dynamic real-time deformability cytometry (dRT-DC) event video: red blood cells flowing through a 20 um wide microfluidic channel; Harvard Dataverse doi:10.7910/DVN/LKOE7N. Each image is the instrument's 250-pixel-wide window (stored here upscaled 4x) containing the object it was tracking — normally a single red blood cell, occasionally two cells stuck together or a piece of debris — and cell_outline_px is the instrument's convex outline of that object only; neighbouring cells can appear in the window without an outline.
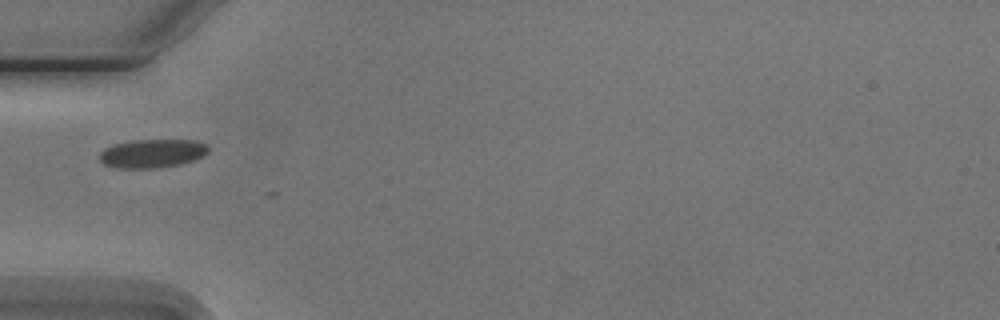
{"species": "Egyptian fruit bat (a non-hibernating species)", "species_latin": "Rousettus aegyptiacus", "temperature_condition": "cold", "stored_images_in_passage": 2, "camera_frame_rate_fps": 3000, "um_per_image_px": 0.085, "animal": {"sex": "male"}, "frame": {"image": 1, "passage_image": 2, "time_ms": 2.0, "image_size_px": [1000, 320], "cell_outline_px": [[208, 152], [204, 156], [180, 164], [152, 168], [116, 168], [104, 164], [100, 160], [100, 152], [104, 148], [112, 144], [132, 140], [196, 140], [208, 144]], "centroid_in_image_um": [12.93, 13.03], "position_along_channel_um": 72.1, "area_um2": 18.21}}